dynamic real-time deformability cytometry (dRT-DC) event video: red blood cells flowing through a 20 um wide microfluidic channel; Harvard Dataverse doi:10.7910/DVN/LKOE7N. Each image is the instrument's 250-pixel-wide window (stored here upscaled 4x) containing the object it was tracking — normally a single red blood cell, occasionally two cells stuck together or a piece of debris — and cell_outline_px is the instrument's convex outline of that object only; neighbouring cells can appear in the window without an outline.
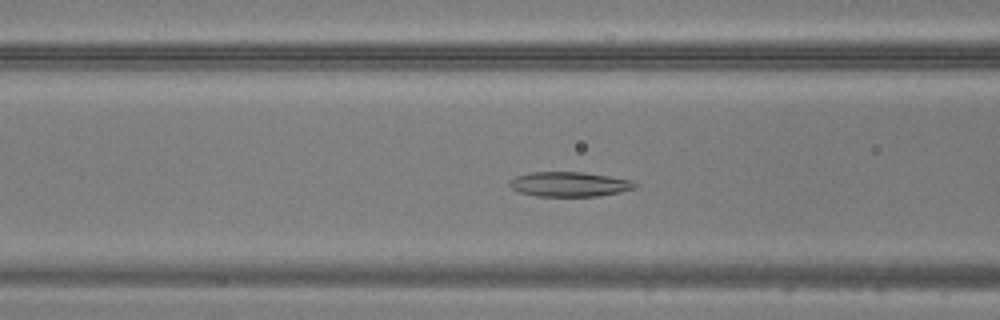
{"species": "common noctule bat (a hibernating species)", "species_latin": "Nyctalus noctula", "temperature_condition": "warm", "stored_images_in_passage": 41, "camera_frame_rate_fps": 3000, "um_per_image_px": 0.085, "animal": {"sex": "male", "body_mass_g": 20.5, "forearm_length_mm": 52.5}, "frame": {"image": 1, "passage_image": 12, "time_ms": 3.667, "image_size_px": [1000, 320], "cell_outline_px": [[636, 188], [620, 192], [596, 196], [536, 196], [520, 192], [512, 188], [508, 184], [508, 180], [516, 176], [528, 172], [584, 172], [632, 180], [636, 184]], "centroid_in_image_um": [48.37, 15.65], "position_along_channel_um": 118.2, "area_um2": 18.09}}
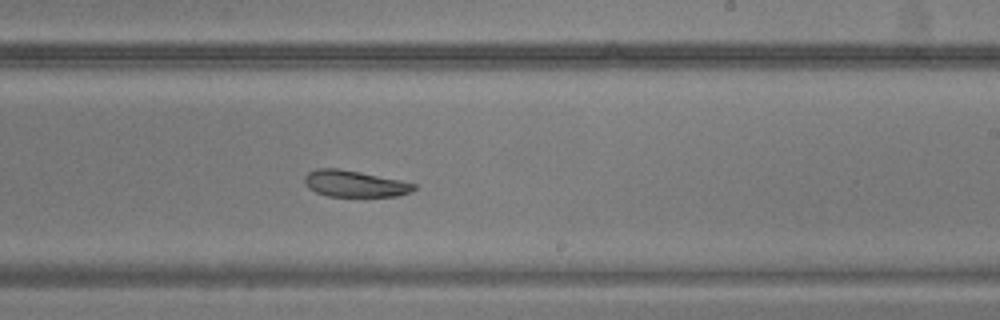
{"frame": {"image": 2, "passage_image": 22, "time_ms": 7.0, "image_size_px": [1000, 320], "cell_outline_px": [[416, 188], [408, 192], [396, 196], [328, 196], [316, 192], [308, 188], [304, 184], [304, 176], [308, 172], [316, 168], [336, 168], [360, 172], [400, 180], [416, 184]], "centroid_in_image_um": [30.09, 15.61], "position_along_channel_um": 258.9, "area_um2": 16.76}}
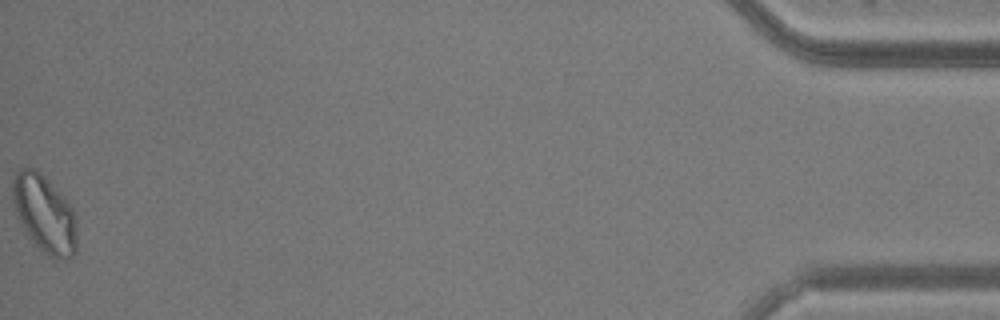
{"frame": {"image": 3, "passage_image": 41, "time_ms": 13.333, "image_size_px": [1000, 320], "cell_outline_px": [[76, 252], [68, 260], [60, 260], [44, 252], [24, 232], [20, 224], [12, 200], [12, 180], [16, 172], [20, 168], [36, 168], [68, 200], [76, 216]], "centroid_in_image_um": [3.78, 18.16], "position_along_channel_um": 431.4, "area_um2": 29.25}}